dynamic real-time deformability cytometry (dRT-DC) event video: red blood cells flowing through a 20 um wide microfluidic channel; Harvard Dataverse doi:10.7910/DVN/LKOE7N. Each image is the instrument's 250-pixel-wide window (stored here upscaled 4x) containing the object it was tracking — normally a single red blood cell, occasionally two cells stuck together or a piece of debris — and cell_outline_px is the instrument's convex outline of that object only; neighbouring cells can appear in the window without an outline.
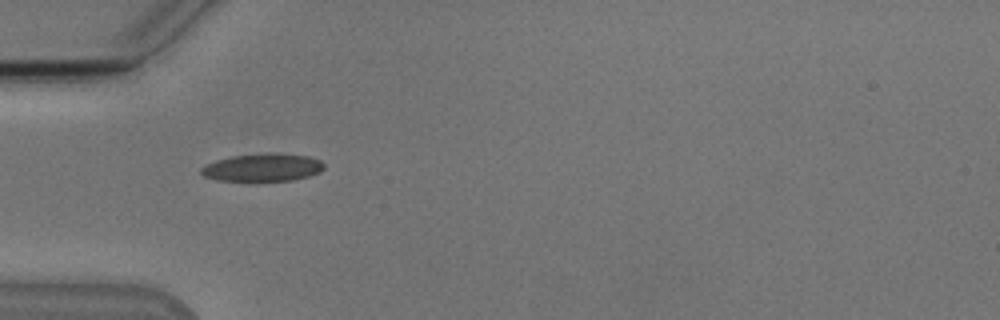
{"species": "Egyptian fruit bat (a non-hibernating species)", "species_latin": "Rousettus aegyptiacus", "temperature_condition": "cold", "stored_images_in_passage": 35, "camera_frame_rate_fps": 3000, "um_per_image_px": 0.085, "animal": {"sex": "male"}, "frame": {"image": 1, "passage_image": 1, "time_ms": 0.0, "image_size_px": [1000, 320], "cell_outline_px": [[324, 168], [320, 172], [308, 176], [292, 180], [256, 184], [216, 180], [204, 176], [200, 172], [200, 168], [216, 160], [232, 156], [308, 156], [320, 160], [324, 164]], "centroid_in_image_um": [22.26, 14.35], "position_along_channel_um": 62.7, "area_um2": 19.71}}
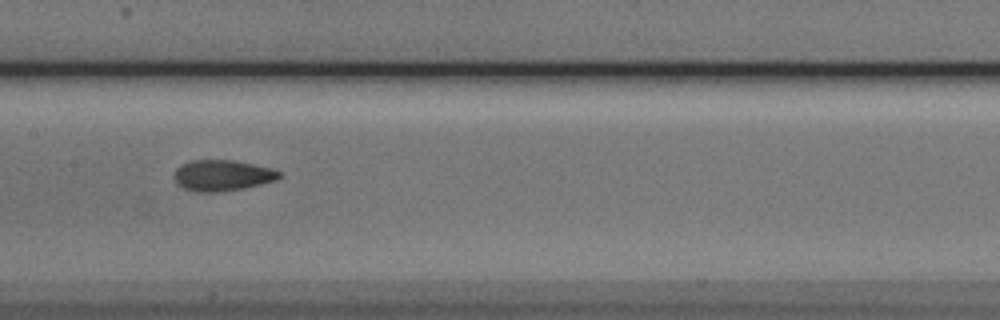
{"frame": {"image": 2, "passage_image": 11, "time_ms": 3.333, "image_size_px": [1000, 320], "cell_outline_px": [[280, 176], [276, 180], [244, 188], [216, 192], [196, 192], [184, 188], [176, 184], [172, 176], [176, 168], [192, 160], [232, 160], [272, 168], [280, 172]], "centroid_in_image_um": [18.85, 14.91], "position_along_channel_um": 188.5, "area_um2": 18.9}}
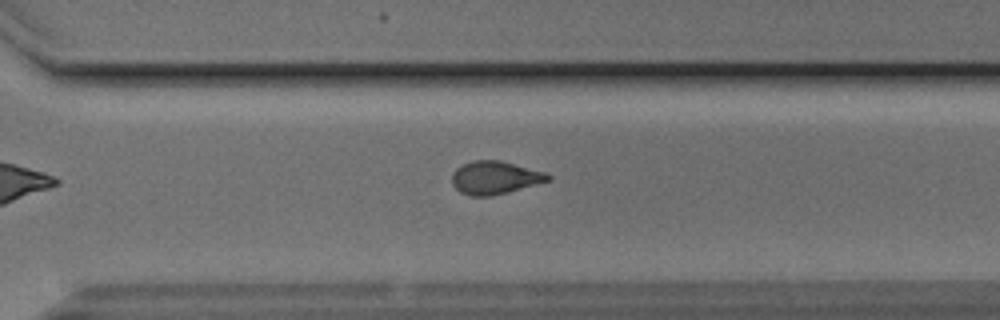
{"frame": {"image": 3, "passage_image": 22, "time_ms": 7.0, "image_size_px": [1000, 320], "cell_outline_px": [[552, 180], [492, 196], [472, 196], [460, 192], [452, 184], [452, 172], [456, 168], [472, 160], [500, 160], [544, 172], [552, 176]], "centroid_in_image_um": [42.06, 15.1], "position_along_channel_um": 328.5, "area_um2": 18.44}, "authors_computed_cell_mechanics": {"area_um2": 18.6116, "velocity_mm_per_s": 3.8316, "shape_relaxation_time_tau1_ms": 2.3143, "shape_relaxation_time_tau2_ms": 1.5741, "deformation_change_tau1": 0.135, "deformation_change_tau2": 0.0866}}